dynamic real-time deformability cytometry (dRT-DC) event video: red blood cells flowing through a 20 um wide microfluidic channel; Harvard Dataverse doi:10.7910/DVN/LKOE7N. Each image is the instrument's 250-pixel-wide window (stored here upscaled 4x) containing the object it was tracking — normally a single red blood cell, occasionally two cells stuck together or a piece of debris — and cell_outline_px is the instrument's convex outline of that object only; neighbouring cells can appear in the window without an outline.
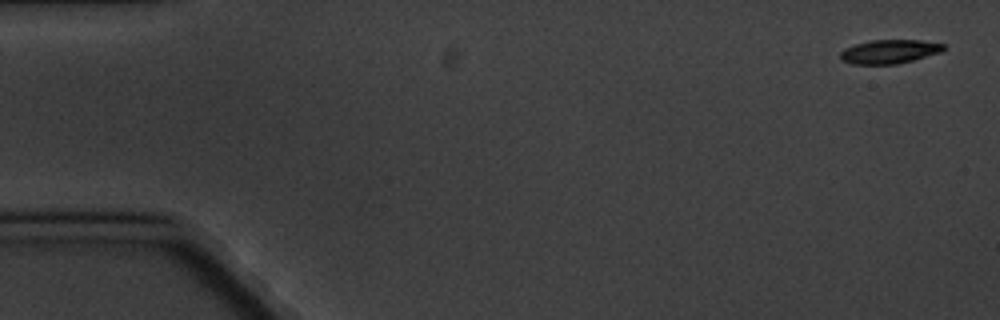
{"species": "common noctule bat (a hibernating species)", "species_latin": "Nyctalus noctula", "temperature_condition": "cold", "stored_images_in_passage": 7, "camera_frame_rate_fps": 3000, "um_per_image_px": 0.085, "animal": {"sex": "male", "body_mass_g": 20.1, "forearm_length_mm": 53.5}, "frame": {"image": 1, "passage_image": 1, "time_ms": 0.0, "image_size_px": [1000, 320], "cell_outline_px": [[944, 48], [940, 52], [912, 60], [896, 64], [852, 64], [840, 60], [840, 52], [844, 48], [868, 40], [920, 40], [944, 44]], "centroid_in_image_um": [75.54, 4.38], "position_along_channel_um": 9.5, "area_um2": 14.28}}